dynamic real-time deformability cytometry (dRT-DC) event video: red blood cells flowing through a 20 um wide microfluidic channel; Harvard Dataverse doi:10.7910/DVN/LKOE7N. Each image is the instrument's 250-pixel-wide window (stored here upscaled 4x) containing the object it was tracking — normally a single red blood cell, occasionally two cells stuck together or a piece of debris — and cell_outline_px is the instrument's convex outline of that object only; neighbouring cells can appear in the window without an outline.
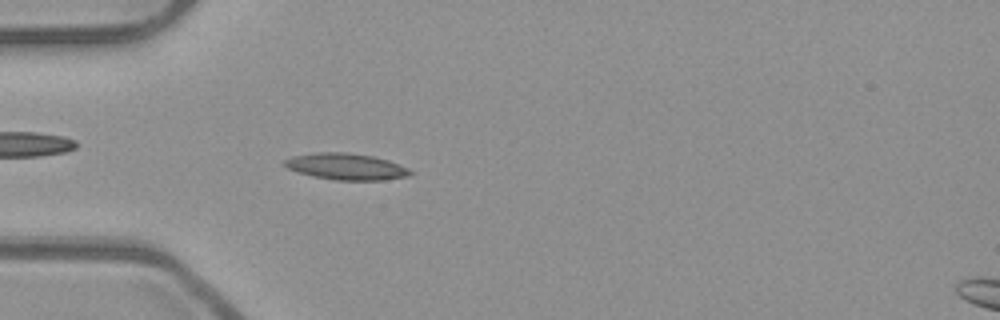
{"species": "common noctule bat (a hibernating species)", "species_latin": "Nyctalus noctula", "temperature_condition": "room temperature", "stored_images_in_passage": 44, "camera_frame_rate_fps": 3000, "um_per_image_px": 0.085, "animal": {"sex": "male", "body_mass_g": 23.1, "forearm_length_mm": 52.7}, "frame": {"image": 1, "passage_image": 7, "time_ms": 2.0, "image_size_px": [1000, 320], "cell_outline_px": [[412, 172], [408, 176], [384, 180], [336, 180], [312, 176], [296, 172], [288, 168], [284, 164], [284, 160], [292, 156], [316, 152], [344, 152], [372, 156], [388, 160], [408, 168]], "centroid_in_image_um": [29.39, 14.16], "position_along_channel_um": 55.6, "area_um2": 19.31}}
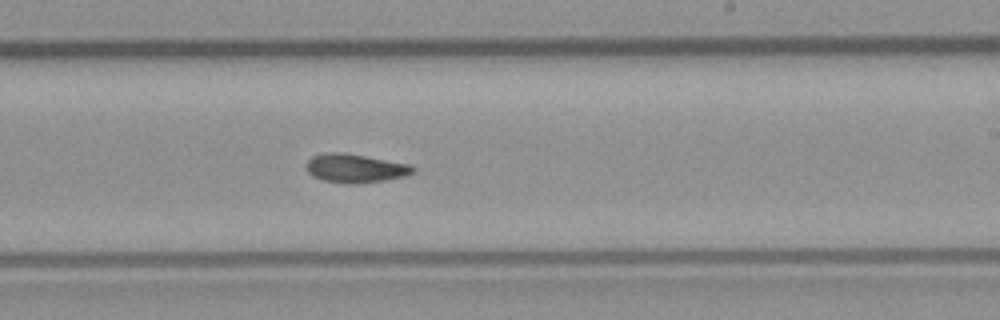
{"frame": {"image": 2, "passage_image": 23, "time_ms": 7.333, "image_size_px": [1000, 320], "cell_outline_px": [[416, 168], [412, 172], [404, 176], [384, 180], [356, 184], [352, 184], [324, 180], [312, 176], [304, 168], [304, 164], [312, 156], [328, 152], [344, 152], [412, 164]], "centroid_in_image_um": [30.17, 14.29], "position_along_channel_um": 258.8, "area_um2": 17.98}}
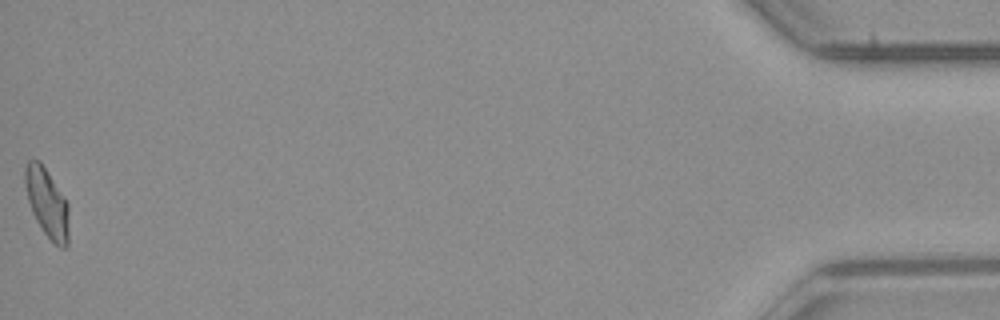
{"frame": {"image": 3, "passage_image": 44, "time_ms": 14.333, "image_size_px": [1000, 320], "cell_outline_px": [[68, 244], [64, 248], [60, 248], [44, 232], [36, 220], [32, 212], [28, 200], [24, 184], [24, 168], [28, 160], [40, 160], [68, 204]], "centroid_in_image_um": [3.97, 17.22], "position_along_channel_um": 431.2, "area_um2": 17.4}}